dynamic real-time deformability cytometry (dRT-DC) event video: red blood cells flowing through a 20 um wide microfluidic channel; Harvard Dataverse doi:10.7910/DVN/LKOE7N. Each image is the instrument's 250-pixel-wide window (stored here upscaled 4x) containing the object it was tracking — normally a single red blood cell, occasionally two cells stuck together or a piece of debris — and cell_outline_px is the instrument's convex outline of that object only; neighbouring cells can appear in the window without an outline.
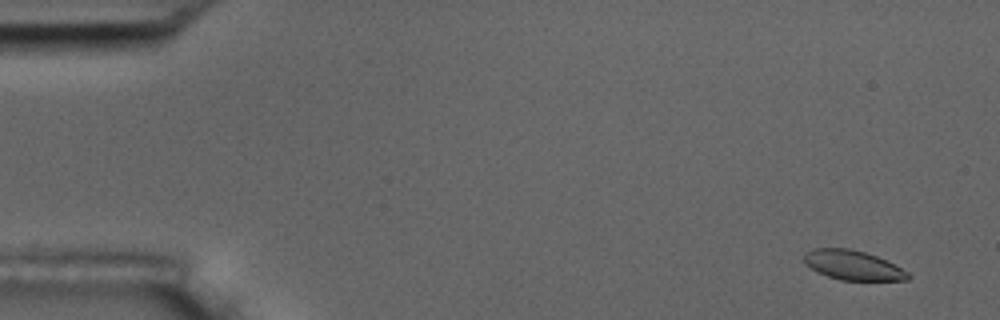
{"species": "common noctule bat (a hibernating species)", "species_latin": "Nyctalus noctula", "temperature_condition": "room temperature", "stored_images_in_passage": 5, "camera_frame_rate_fps": 3000, "um_per_image_px": 0.085, "animal": {"sex": "male", "body_mass_g": 17.5, "forearm_length_mm": 52.3}, "frame": {"image": 1, "passage_image": 2, "time_ms": 1.0, "image_size_px": [1000, 320], "cell_outline_px": [[912, 276], [908, 280], [840, 280], [828, 276], [812, 268], [804, 260], [804, 256], [812, 248], [848, 248], [864, 252], [876, 256], [908, 272]], "centroid_in_image_um": [72.51, 22.54], "position_along_channel_um": 12.5, "area_um2": 17.46}}
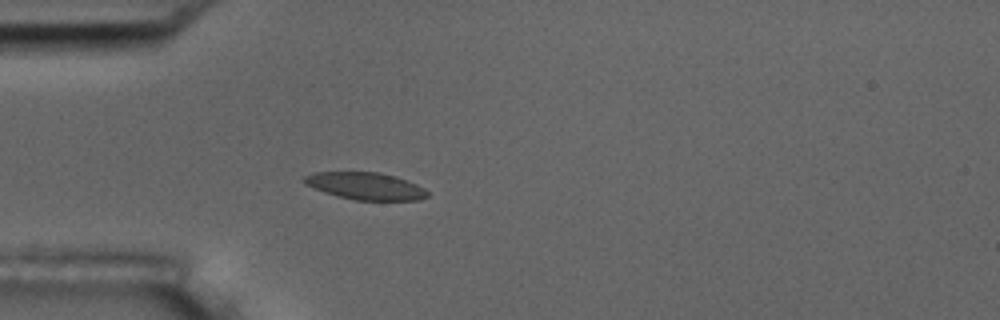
{"frame": {"image": 2, "passage_image": 5, "time_ms": 5.333, "image_size_px": [1000, 320], "cell_outline_px": [[428, 196], [420, 200], [356, 200], [324, 192], [304, 184], [300, 180], [304, 176], [312, 172], [380, 172], [396, 176], [416, 184], [424, 188], [428, 192]], "centroid_in_image_um": [31.04, 15.8], "position_along_channel_um": 54.0, "area_um2": 19.59}}